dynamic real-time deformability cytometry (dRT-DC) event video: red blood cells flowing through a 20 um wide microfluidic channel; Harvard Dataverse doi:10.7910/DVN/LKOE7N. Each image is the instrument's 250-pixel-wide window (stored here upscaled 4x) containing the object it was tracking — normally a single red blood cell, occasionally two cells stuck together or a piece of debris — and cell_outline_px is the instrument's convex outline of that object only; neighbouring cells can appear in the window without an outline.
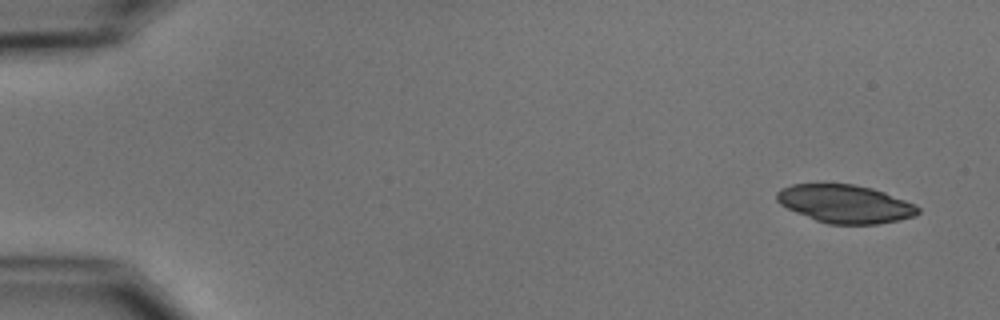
{"species": "common noctule bat (a hibernating species)", "species_latin": "Nyctalus noctula", "temperature_condition": "cold", "stored_images_in_passage": 5, "segment_of_instrument_passage": [1, 2], "camera_frame_rate_fps": 3000, "um_per_image_px": 0.085, "animal": {"sex": "male", "body_mass_g": 15.6}, "frame": {"image": 1, "passage_image": 1, "time_ms": 0.0, "image_size_px": [1000, 320], "cell_outline_px": [[920, 212], [916, 216], [876, 224], [828, 224], [816, 220], [796, 212], [780, 204], [776, 200], [776, 192], [780, 188], [792, 184], [852, 184], [872, 188], [884, 192], [916, 204], [920, 208]], "centroid_in_image_um": [71.84, 17.32], "position_along_channel_um": 13.2, "area_um2": 31.33}}